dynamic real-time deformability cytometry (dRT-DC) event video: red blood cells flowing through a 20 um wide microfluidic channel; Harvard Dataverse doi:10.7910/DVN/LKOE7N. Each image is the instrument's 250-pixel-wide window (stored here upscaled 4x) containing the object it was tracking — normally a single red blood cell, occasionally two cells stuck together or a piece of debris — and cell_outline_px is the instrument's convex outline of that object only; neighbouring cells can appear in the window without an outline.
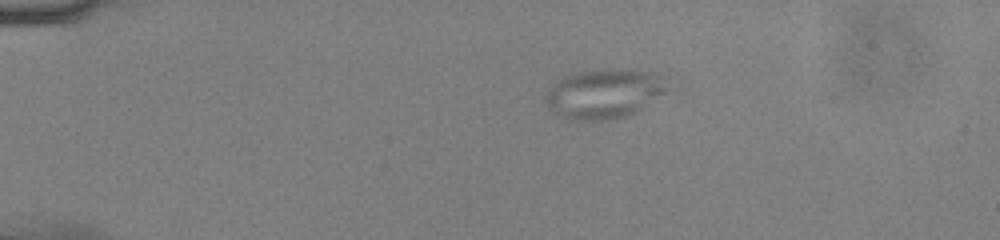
{"species": "common noctule bat (a hibernating species)", "species_latin": "Nyctalus noctula", "temperature_condition": "cold", "stored_images_in_passage": 54, "camera_frame_rate_fps": 3000, "um_per_image_px": 0.085, "animal": {"sex": "male", "body_mass_g": 13.0, "forearm_length_mm": 53.1}, "frame": {"image": 1, "passage_image": 12, "time_ms": 3.667, "image_size_px": [1000, 240], "cell_outline_px": [[664, 92], [640, 112], [628, 116], [604, 120], [568, 120], [552, 112], [548, 108], [544, 100], [544, 96], [548, 88], [552, 84], [564, 76], [576, 72], [604, 68], [628, 68], [652, 72], [660, 76], [664, 88]], "centroid_in_image_um": [51.28, 7.96], "position_along_channel_um": 33.7, "area_um2": 35.6}}
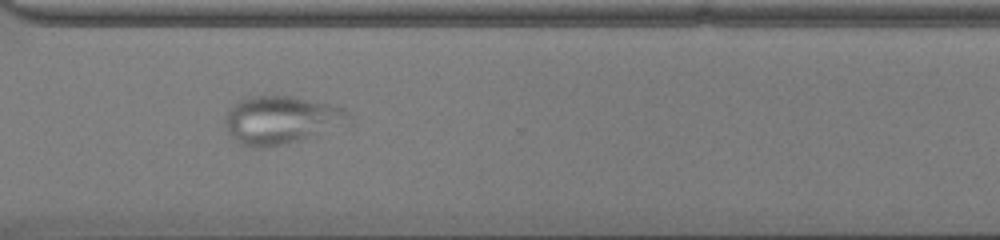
{"frame": {"image": 2, "passage_image": 41, "time_ms": 13.333, "image_size_px": [1000, 240], "cell_outline_px": [[348, 116], [308, 136], [288, 144], [264, 148], [252, 148], [240, 144], [228, 132], [224, 120], [232, 104], [248, 96], [292, 96], [328, 104], [344, 108]], "centroid_in_image_um": [23.67, 10.18], "position_along_channel_um": 346.9, "area_um2": 33.0}}
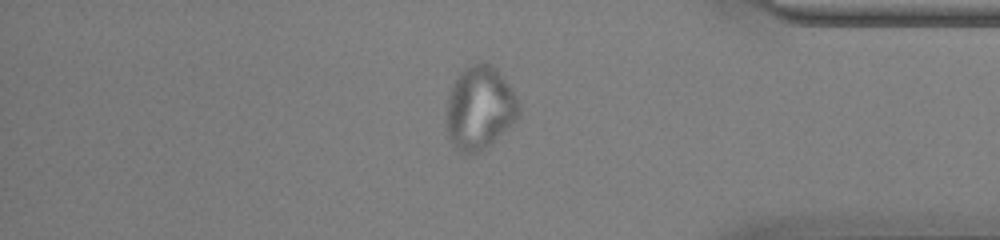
{"frame": {"image": 3, "passage_image": 46, "time_ms": 15.0, "image_size_px": [1000, 240], "cell_outline_px": [[520, 116], [516, 120], [484, 148], [476, 152], [464, 156], [448, 140], [448, 96], [452, 84], [456, 76], [468, 64], [492, 64], [496, 68], [508, 84], [516, 96], [520, 104]], "centroid_in_image_um": [40.77, 9.17], "position_along_channel_um": 394.4, "area_um2": 34.85}}